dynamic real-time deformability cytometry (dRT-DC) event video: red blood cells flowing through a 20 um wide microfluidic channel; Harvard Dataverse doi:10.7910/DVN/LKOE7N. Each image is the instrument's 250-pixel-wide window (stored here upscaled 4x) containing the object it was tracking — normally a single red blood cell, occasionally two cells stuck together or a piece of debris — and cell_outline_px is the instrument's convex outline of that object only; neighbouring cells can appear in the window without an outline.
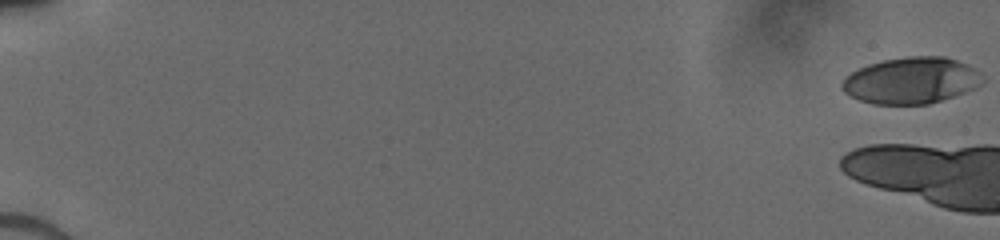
{"species": "human", "species_latin": "Homo sapiens", "temperature_condition": "cold", "stored_images_in_passage": 6, "camera_frame_rate_fps": 3000, "um_per_image_px": 0.085, "donor": {"sex": "male"}, "frame": {"image": 1, "passage_image": 1, "time_ms": 0.0, "image_size_px": [1000, 240], "cell_outline_px": [[984, 80], [976, 88], [928, 104], [872, 104], [848, 96], [840, 88], [840, 84], [844, 76], [868, 64], [884, 60], [908, 56], [944, 56], [956, 60], [980, 72], [984, 76]], "centroid_in_image_um": [77.41, 6.84], "position_along_channel_um": 7.6, "area_um2": 38.03}}